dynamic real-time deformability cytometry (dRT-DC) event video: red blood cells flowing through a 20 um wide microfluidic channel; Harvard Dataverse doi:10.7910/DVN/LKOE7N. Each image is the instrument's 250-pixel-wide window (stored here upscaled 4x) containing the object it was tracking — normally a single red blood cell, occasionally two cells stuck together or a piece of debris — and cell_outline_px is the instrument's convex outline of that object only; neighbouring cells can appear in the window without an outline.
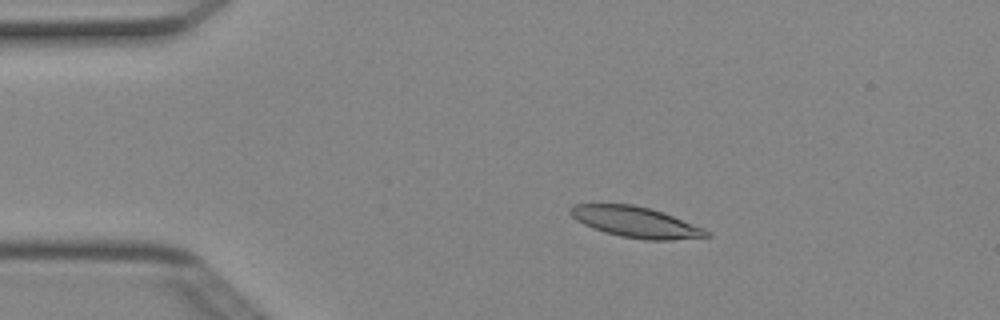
{"species": "Egyptian fruit bat (a non-hibernating species)", "species_latin": "Rousettus aegyptiacus", "temperature_condition": "cold", "stored_images_in_passage": 5, "camera_frame_rate_fps": 3000, "um_per_image_px": 0.085, "animal": {"sex": "female"}, "frame": {"image": 1, "passage_image": 2, "time_ms": 0.333, "image_size_px": [1000, 320], "cell_outline_px": [[712, 236], [672, 240], [644, 240], [620, 236], [604, 232], [592, 228], [576, 220], [568, 212], [568, 208], [572, 204], [632, 204], [652, 208], [704, 228], [712, 232]], "centroid_in_image_um": [54.03, 18.88], "position_along_channel_um": 31.0, "area_um2": 24.62}}
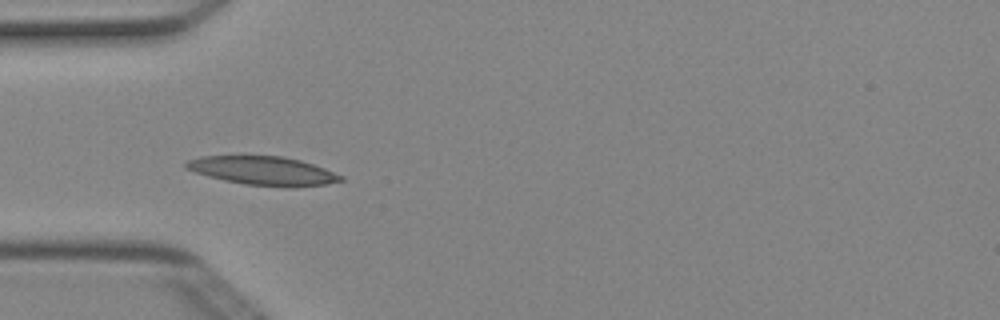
{"frame": {"image": 2, "passage_image": 4, "time_ms": 1.0, "image_size_px": [1000, 320], "cell_outline_px": [[344, 180], [328, 184], [292, 188], [284, 188], [244, 184], [224, 180], [208, 176], [184, 168], [184, 164], [188, 160], [200, 156], [280, 156], [300, 160], [324, 168], [344, 176]], "centroid_in_image_um": [22.39, 14.53], "position_along_channel_um": 62.6, "area_um2": 26.07}}
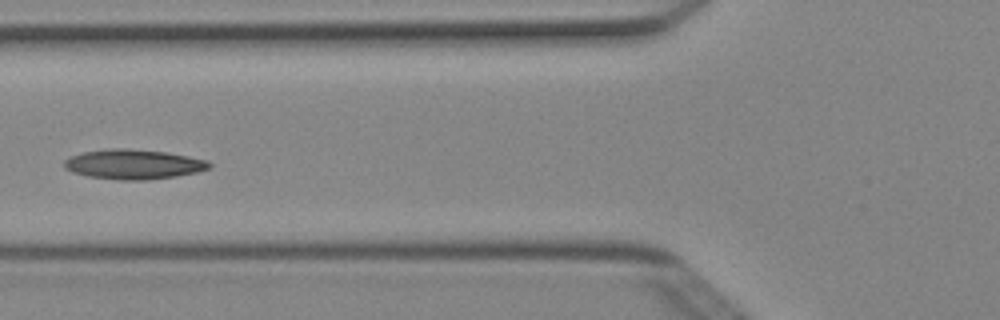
{"frame": {"image": 3, "passage_image": 5, "time_ms": 1.333, "image_size_px": [1000, 320], "cell_outline_px": [[212, 164], [208, 168], [196, 172], [176, 176], [148, 180], [120, 180], [88, 176], [72, 172], [64, 168], [64, 160], [72, 156], [84, 152], [108, 148], [124, 148], [168, 152], [208, 160]], "centroid_in_image_um": [11.35, 13.96], "position_along_channel_um": 114.5, "area_um2": 25.14}}